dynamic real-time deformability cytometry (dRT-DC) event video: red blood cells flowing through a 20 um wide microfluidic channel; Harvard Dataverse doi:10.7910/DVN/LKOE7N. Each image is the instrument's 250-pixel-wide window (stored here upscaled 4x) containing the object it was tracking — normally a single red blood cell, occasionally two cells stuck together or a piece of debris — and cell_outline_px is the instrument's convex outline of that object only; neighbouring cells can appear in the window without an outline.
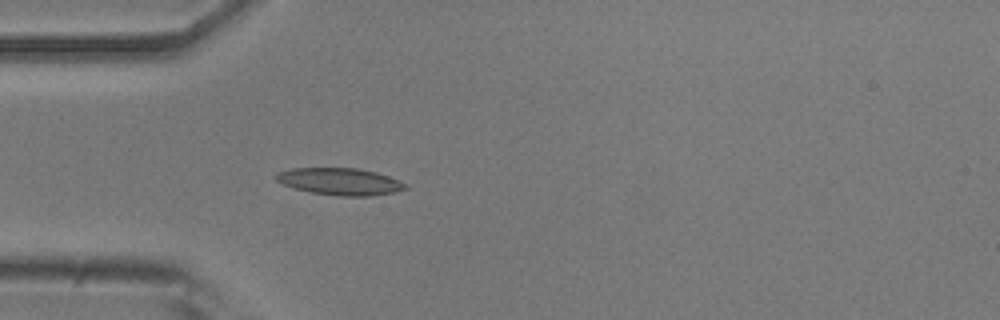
{"species": "common noctule bat (a hibernating species)", "species_latin": "Nyctalus noctula", "temperature_condition": "room temperature", "stored_images_in_passage": 8, "camera_frame_rate_fps": 3000, "um_per_image_px": 0.085, "animal": {"sex": "male", "body_mass_g": 20.5, "forearm_length_mm": 52.5}, "frame": {"image": 1, "passage_image": 1, "time_ms": 0.0, "image_size_px": [1000, 320], "cell_outline_px": [[408, 188], [396, 192], [372, 196], [340, 196], [308, 192], [284, 184], [276, 180], [276, 172], [292, 168], [360, 168], [376, 172], [388, 176], [404, 184]], "centroid_in_image_um": [28.89, 15.43], "position_along_channel_um": 56.1, "area_um2": 20.29}}
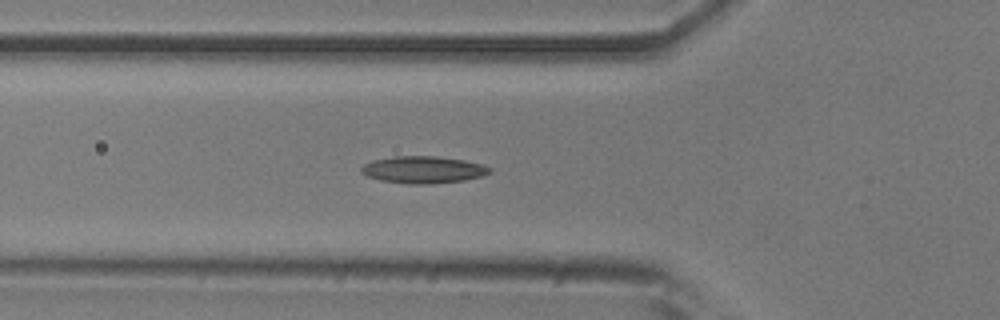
{"frame": {"image": 2, "passage_image": 4, "time_ms": 1.0, "image_size_px": [1000, 320], "cell_outline_px": [[492, 172], [484, 176], [464, 180], [428, 184], [408, 184], [380, 180], [368, 176], [360, 172], [360, 168], [364, 164], [372, 160], [392, 156], [436, 156], [464, 160], [484, 164], [492, 168]], "centroid_in_image_um": [36.0, 14.42], "position_along_channel_um": 89.8, "area_um2": 20.46}}